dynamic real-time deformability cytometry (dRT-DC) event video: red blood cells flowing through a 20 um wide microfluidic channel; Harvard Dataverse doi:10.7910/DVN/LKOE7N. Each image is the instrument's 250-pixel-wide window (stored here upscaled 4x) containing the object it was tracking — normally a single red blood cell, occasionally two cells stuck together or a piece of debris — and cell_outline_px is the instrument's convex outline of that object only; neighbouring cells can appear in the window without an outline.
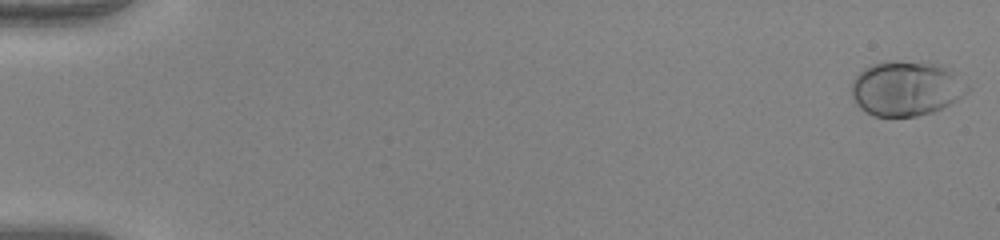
{"species": "human", "species_latin": "Homo sapiens", "temperature_condition": "warm", "stored_images_in_passage": 52, "camera_frame_rate_fps": 3000, "um_per_image_px": 0.085, "donor": {"sex": "female"}, "frame": {"image": 1, "passage_image": 1, "time_ms": 0.0, "image_size_px": [1000, 240], "cell_outline_px": [[968, 92], [956, 100], [932, 112], [916, 116], [876, 116], [860, 108], [852, 96], [852, 80], [864, 68], [872, 64], [888, 60], [896, 60], [940, 64], [952, 72], [968, 84]], "centroid_in_image_um": [77.01, 7.5], "position_along_channel_um": 8.0, "area_um2": 36.76}}
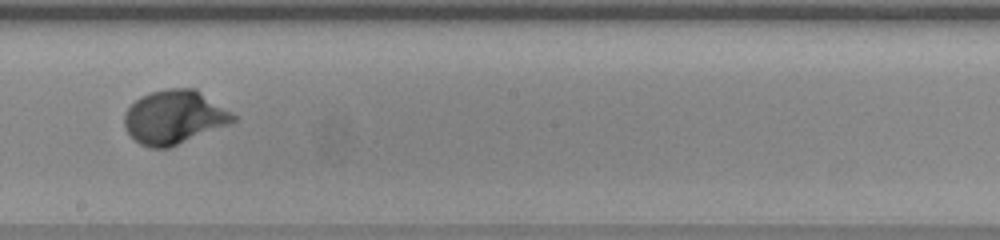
{"frame": {"image": 2, "passage_image": 31, "time_ms": 10.0, "image_size_px": [1000, 240], "cell_outline_px": [[236, 120], [232, 124], [168, 148], [148, 148], [140, 144], [124, 128], [124, 112], [140, 96], [152, 92], [168, 88], [196, 88], [232, 112], [236, 116]], "centroid_in_image_um": [14.83, 9.96], "position_along_channel_um": 233.4, "area_um2": 34.28}}
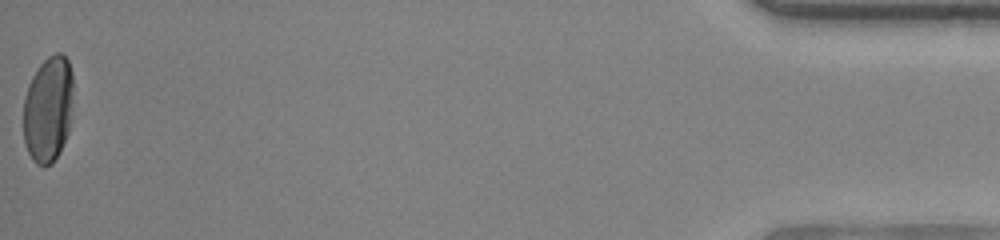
{"frame": {"image": 3, "passage_image": 52, "time_ms": 17.0, "image_size_px": [1000, 240], "cell_outline_px": [[72, 88], [68, 132], [60, 152], [52, 164], [44, 168], [36, 164], [32, 160], [24, 144], [24, 96], [28, 84], [36, 68], [48, 56], [56, 52], [60, 52], [68, 60], [72, 72]], "centroid_in_image_um": [4.07, 9.29], "position_along_channel_um": 431.1, "area_um2": 31.04}, "authors_computed_cell_mechanics": {"area_um2": 32.8015, "velocity_mm_per_s": 4.0701, "shape_relaxation_time_tau1_ms": 2.1019, "shape_relaxation_time_tau2_ms": null, "deformation_change_tau1": 0.1694, "deformation_change_tau2": null}}